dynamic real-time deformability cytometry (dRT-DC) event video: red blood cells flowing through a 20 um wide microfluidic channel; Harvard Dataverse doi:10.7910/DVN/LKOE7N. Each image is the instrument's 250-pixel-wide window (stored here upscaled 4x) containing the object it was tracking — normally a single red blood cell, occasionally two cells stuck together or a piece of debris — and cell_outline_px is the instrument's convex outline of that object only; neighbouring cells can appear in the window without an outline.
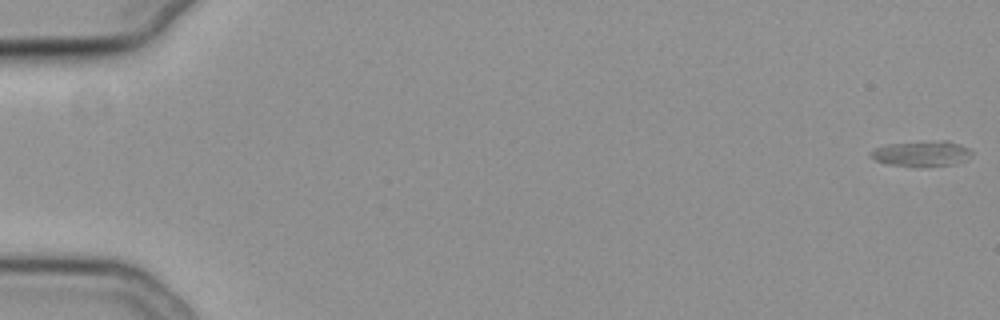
{"species": "common noctule bat (a hibernating species)", "species_latin": "Nyctalus noctula", "temperature_condition": "cold", "stored_images_in_passage": 56, "camera_frame_rate_fps": 3000, "um_per_image_px": 0.085, "animal": {"sex": "female", "body_mass_g": 19.3, "forearm_length_mm": 54.1}, "frame": {"image": 1, "passage_image": 1, "time_ms": 0.0, "image_size_px": [1000, 320], "cell_outline_px": [[972, 152], [956, 164], [888, 164], [876, 160], [868, 156], [868, 152], [876, 148], [888, 144], [944, 140], [948, 140], [960, 144], [968, 148]], "centroid_in_image_um": [78.28, 13.0], "position_along_channel_um": 6.7, "area_um2": 14.1}}
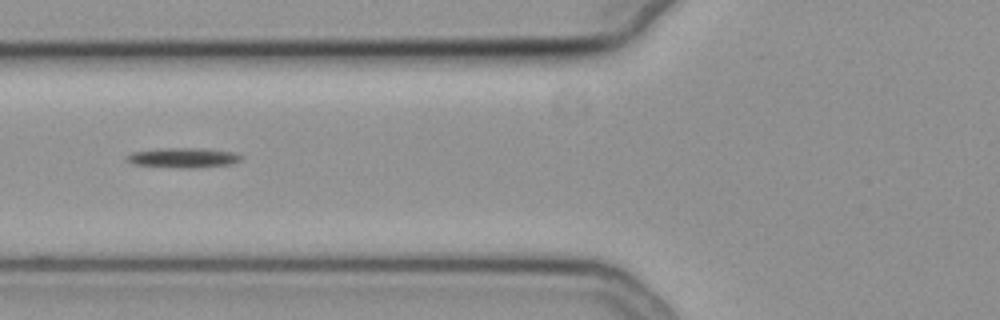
{"frame": {"image": 2, "passage_image": 23, "time_ms": 7.333, "image_size_px": [1000, 320], "cell_outline_px": [[244, 156], [240, 160], [232, 164], [196, 168], [176, 168], [132, 164], [124, 160], [124, 156], [132, 152], [160, 148], [196, 148], [236, 152]], "centroid_in_image_um": [15.54, 13.41], "position_along_channel_um": 110.3, "area_um2": 13.53}}
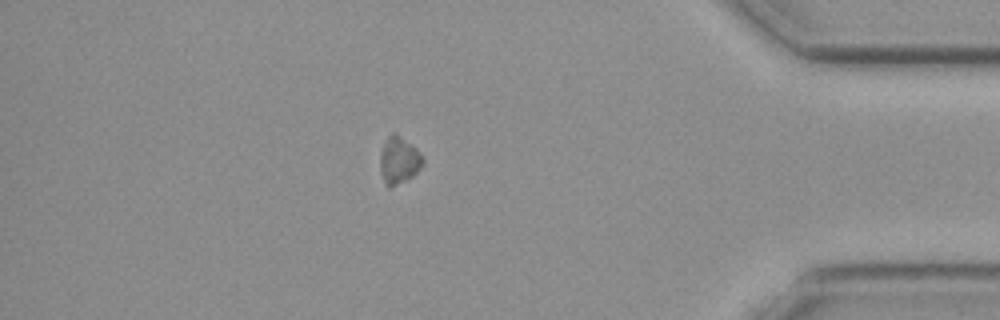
{"frame": {"image": 3, "passage_image": 49, "time_ms": 16.0, "image_size_px": [1000, 320], "cell_outline_px": [[424, 164], [412, 176], [388, 188], [380, 172], [380, 152], [388, 136], [392, 132], [416, 148], [420, 152], [424, 160]], "centroid_in_image_um": [33.9, 13.63], "position_along_channel_um": 401.3, "area_um2": 11.39}}